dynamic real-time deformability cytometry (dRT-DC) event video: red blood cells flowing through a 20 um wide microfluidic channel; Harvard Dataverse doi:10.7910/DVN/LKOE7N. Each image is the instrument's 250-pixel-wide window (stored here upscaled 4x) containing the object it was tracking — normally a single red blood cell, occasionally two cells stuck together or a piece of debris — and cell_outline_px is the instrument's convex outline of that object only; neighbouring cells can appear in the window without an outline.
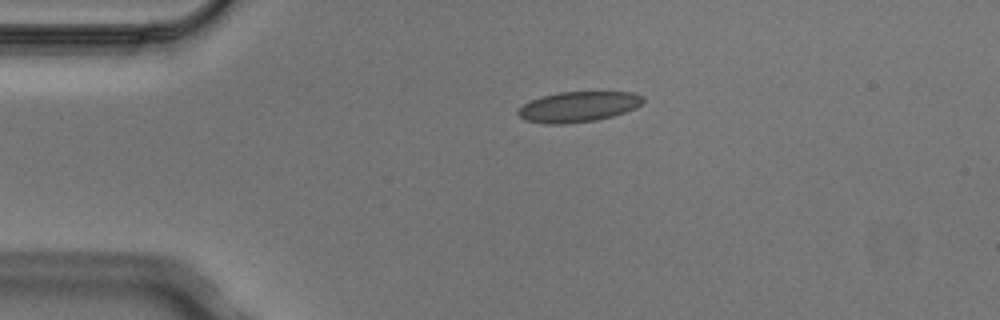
{"species": "Egyptian fruit bat (a non-hibernating species)", "species_latin": "Rousettus aegyptiacus", "temperature_condition": "cold", "stored_images_in_passage": 4, "camera_frame_rate_fps": 3000, "um_per_image_px": 0.085, "animal": {"sex": "male"}, "frame": {"image": 1, "passage_image": 4, "time_ms": 1.0, "image_size_px": [1000, 320], "cell_outline_px": [[644, 100], [636, 108], [612, 116], [596, 120], [564, 124], [548, 124], [524, 120], [516, 112], [524, 104], [532, 100], [544, 96], [560, 92], [636, 92], [644, 96]], "centroid_in_image_um": [49.18, 9.07], "position_along_channel_um": 35.8, "area_um2": 22.02}}